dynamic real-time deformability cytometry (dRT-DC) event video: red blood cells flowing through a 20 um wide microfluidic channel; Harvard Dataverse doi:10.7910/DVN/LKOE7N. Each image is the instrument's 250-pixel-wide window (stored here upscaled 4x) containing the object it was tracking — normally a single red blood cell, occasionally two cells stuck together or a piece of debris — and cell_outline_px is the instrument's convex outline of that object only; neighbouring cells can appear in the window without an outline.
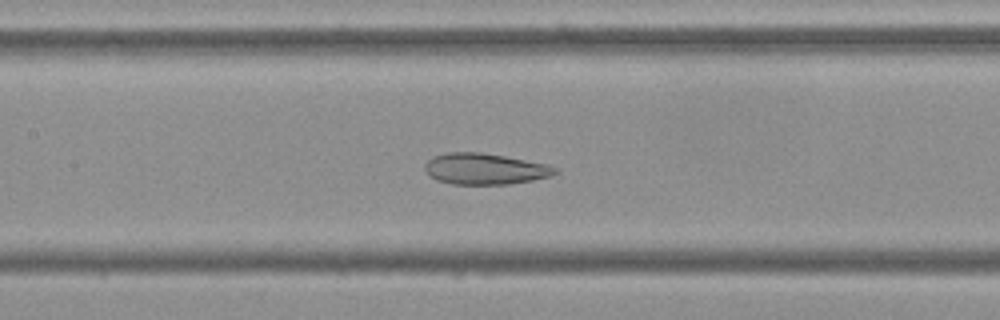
{"species": "Egyptian fruit bat (a non-hibernating species)", "species_latin": "Rousettus aegyptiacus", "temperature_condition": "cold", "stored_images_in_passage": 53, "camera_frame_rate_fps": 3000, "um_per_image_px": 0.085, "frame": {"image": 1, "passage_image": 24, "time_ms": 7.667, "image_size_px": [1000, 320], "cell_outline_px": [[560, 172], [552, 176], [532, 180], [508, 184], [452, 184], [436, 180], [428, 176], [424, 168], [424, 164], [432, 156], [448, 152], [480, 152], [504, 156], [548, 164], [556, 168]], "centroid_in_image_um": [41.2, 14.35], "position_along_channel_um": 166.2, "area_um2": 23.81}}
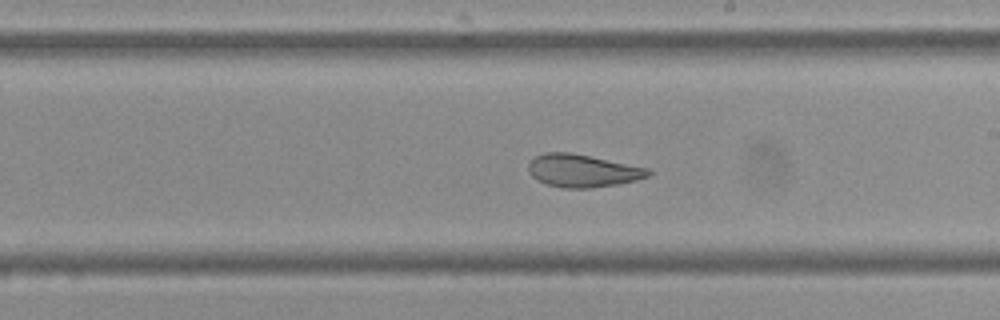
{"frame": {"image": 2, "passage_image": 30, "time_ms": 9.667, "image_size_px": [1000, 320], "cell_outline_px": [[652, 172], [648, 176], [636, 180], [620, 184], [588, 188], [564, 188], [548, 184], [532, 176], [528, 172], [528, 164], [536, 156], [544, 152], [572, 152], [648, 168]], "centroid_in_image_um": [49.53, 14.5], "position_along_channel_um": 239.5, "area_um2": 22.77}}
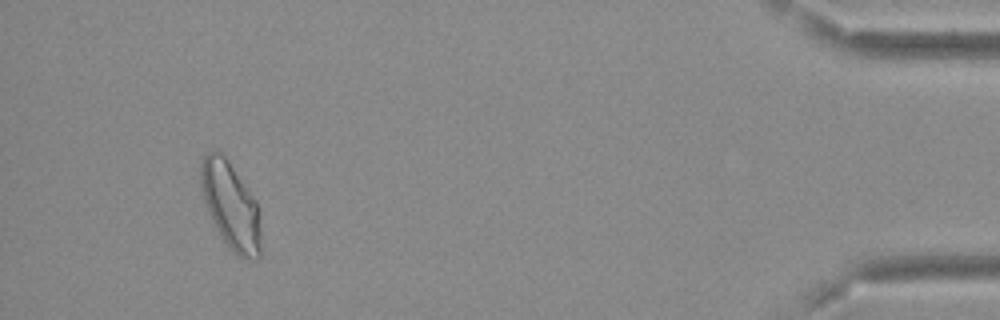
{"frame": {"image": 3, "passage_image": 50, "time_ms": 16.333, "image_size_px": [1000, 320], "cell_outline_px": [[260, 256], [256, 260], [240, 256], [224, 240], [216, 228], [208, 212], [200, 188], [200, 164], [204, 156], [212, 148], [220, 152], [224, 156], [256, 200], [260, 228]], "centroid_in_image_um": [19.58, 17.44], "position_along_channel_um": 415.6, "area_um2": 29.88}, "authors_computed_cell_mechanics": {"area_um2": 27.8018, "velocity_mm_per_s": 3.6685, "shape_relaxation_time_tau1_ms": null, "shape_relaxation_time_tau2_ms": 1.658, "deformation_change_tau1": null, "deformation_change_tau2": 0.0873}}